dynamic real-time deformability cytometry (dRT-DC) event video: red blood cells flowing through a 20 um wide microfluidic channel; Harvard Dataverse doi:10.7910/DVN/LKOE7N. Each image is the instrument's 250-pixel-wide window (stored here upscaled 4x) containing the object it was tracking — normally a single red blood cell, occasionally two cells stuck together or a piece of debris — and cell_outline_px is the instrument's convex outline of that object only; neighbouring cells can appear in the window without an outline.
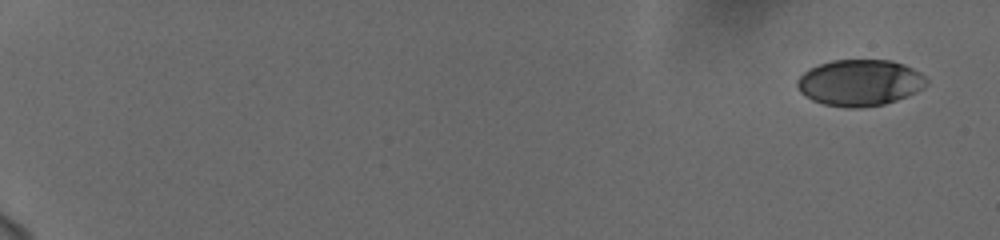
{"species": "human", "species_latin": "Homo sapiens", "temperature_condition": "cold", "stored_images_in_passage": 56, "camera_frame_rate_fps": 3000, "um_per_image_px": 0.085, "donor": {"sex": "female"}, "frame": {"image": 1, "passage_image": 1, "time_ms": 0.0, "image_size_px": [1000, 240], "cell_outline_px": [[928, 84], [924, 88], [916, 92], [896, 100], [884, 104], [860, 108], [848, 108], [824, 104], [812, 100], [804, 96], [796, 88], [796, 80], [808, 68], [832, 60], [888, 60], [904, 64], [920, 72], [928, 80]], "centroid_in_image_um": [73.07, 7.03], "position_along_channel_um": 11.9, "area_um2": 35.14}}
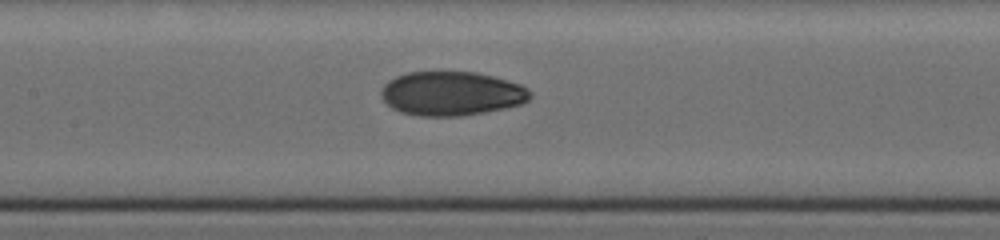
{"frame": {"image": 2, "passage_image": 30, "time_ms": 9.667, "image_size_px": [1000, 240], "cell_outline_px": [[532, 96], [528, 100], [520, 104], [504, 108], [484, 112], [460, 116], [420, 116], [400, 112], [392, 108], [380, 96], [380, 92], [384, 84], [388, 80], [396, 76], [408, 72], [476, 72], [508, 80], [520, 84], [528, 88]], "centroid_in_image_um": [38.36, 7.95], "position_along_channel_um": 169.0, "area_um2": 38.32}}
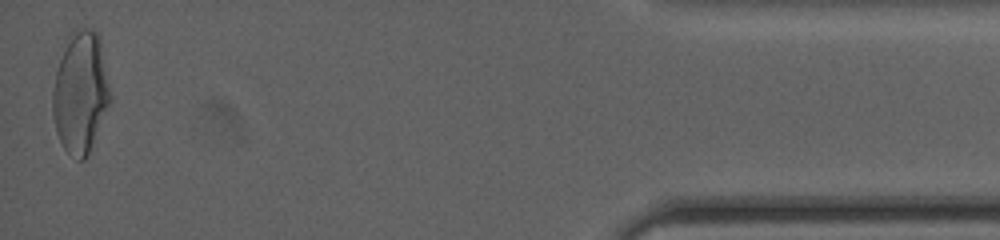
{"frame": {"image": 3, "passage_image": 56, "time_ms": 18.333, "image_size_px": [1000, 240], "cell_outline_px": [[112, 100], [88, 156], [84, 160], [80, 160], [68, 152], [64, 148], [56, 132], [52, 116], [52, 92], [56, 72], [64, 40], [72, 28], [88, 28], [96, 32], [100, 36], [112, 96]], "centroid_in_image_um": [6.85, 7.81], "position_along_channel_um": 428.3, "area_um2": 41.67}, "authors_computed_cell_mechanics": {"area_um2": 37.281, "velocity_mm_per_s": 3.737, "shape_relaxation_time_tau1_ms": 4.3082, "shape_relaxation_time_tau2_ms": 1.659, "deformation_change_tau1": 0.1508, "deformation_change_tau2": 0.0472}}